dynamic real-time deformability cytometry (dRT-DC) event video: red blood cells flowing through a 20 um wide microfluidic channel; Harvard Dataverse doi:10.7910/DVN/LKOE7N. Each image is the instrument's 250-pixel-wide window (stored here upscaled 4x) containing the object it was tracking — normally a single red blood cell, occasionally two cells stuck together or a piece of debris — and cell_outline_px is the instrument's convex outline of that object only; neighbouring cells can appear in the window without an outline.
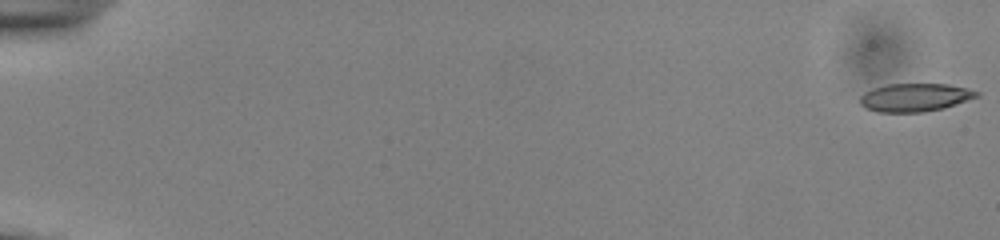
{"species": "common noctule bat (a hibernating species)", "species_latin": "Nyctalus noctula", "temperature_condition": "cold", "stored_images_in_passage": 55, "camera_frame_rate_fps": 3000, "um_per_image_px": 0.085, "animal": {"sex": "male", "body_mass_g": 13.0, "forearm_length_mm": 53.1}, "frame": {"image": 1, "passage_image": 1, "time_ms": 0.0, "image_size_px": [1000, 240], "cell_outline_px": [[980, 96], [944, 108], [924, 112], [876, 112], [864, 108], [860, 104], [860, 96], [864, 92], [872, 88], [888, 84], [948, 84], [968, 88], [980, 92]], "centroid_in_image_um": [77.76, 8.28], "position_along_channel_um": 7.2, "area_um2": 19.36}}
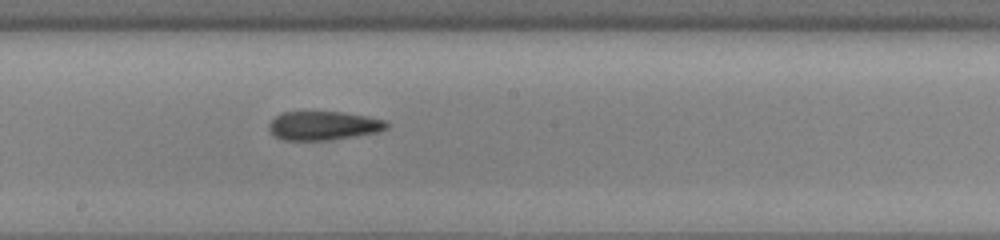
{"frame": {"image": 2, "passage_image": 32, "time_ms": 10.333, "image_size_px": [1000, 240], "cell_outline_px": [[392, 124], [388, 128], [380, 132], [328, 140], [284, 140], [276, 136], [268, 128], [268, 124], [280, 112], [344, 112], [388, 120]], "centroid_in_image_um": [27.56, 10.67], "position_along_channel_um": 220.6, "area_um2": 19.94}}
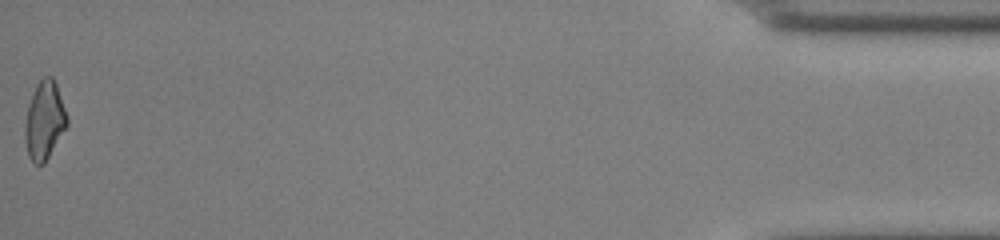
{"frame": {"image": 3, "passage_image": 55, "time_ms": 18.0, "image_size_px": [1000, 240], "cell_outline_px": [[68, 124], [44, 164], [36, 164], [28, 156], [24, 140], [24, 124], [28, 104], [36, 84], [44, 76], [52, 76], [56, 84], [68, 116]], "centroid_in_image_um": [3.76, 10.23], "position_along_channel_um": 431.4, "area_um2": 19.25}}